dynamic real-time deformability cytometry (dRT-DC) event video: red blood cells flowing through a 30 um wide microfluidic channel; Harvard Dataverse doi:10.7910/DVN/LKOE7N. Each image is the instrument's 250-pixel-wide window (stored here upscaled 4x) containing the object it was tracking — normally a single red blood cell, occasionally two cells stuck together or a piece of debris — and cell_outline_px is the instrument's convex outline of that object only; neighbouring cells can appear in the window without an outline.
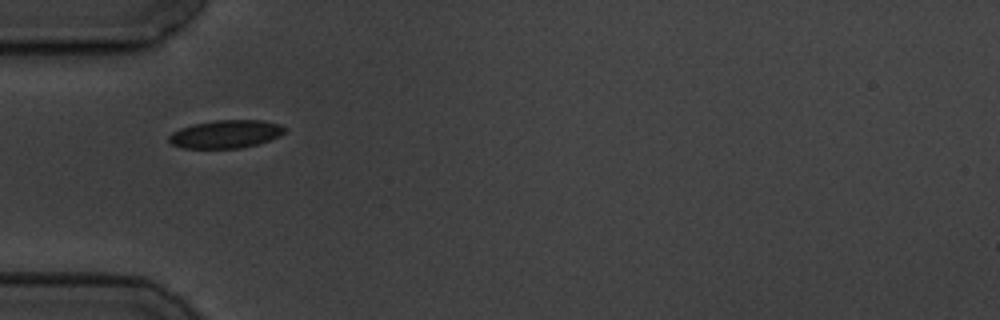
{"species": "common noctule bat (a hibernating species)", "species_latin": "Nyctalus noctula", "temperature_condition": "cold", "stored_images_in_passage": 11, "camera_frame_rate_fps": 3000, "um_per_image_px": 0.085, "animal": {"sex": "male", "body_mass_g": 19.5, "forearm_length_mm": 54.6}, "frame": {"image": 1, "passage_image": 1, "time_ms": 0.0, "image_size_px": [1000, 320], "cell_outline_px": [[288, 128], [280, 136], [256, 144], [240, 148], [184, 148], [172, 144], [168, 140], [168, 136], [172, 132], [180, 128], [192, 124], [216, 120], [264, 120], [280, 124]], "centroid_in_image_um": [19.2, 11.39], "position_along_channel_um": 65.8, "area_um2": 18.96}}
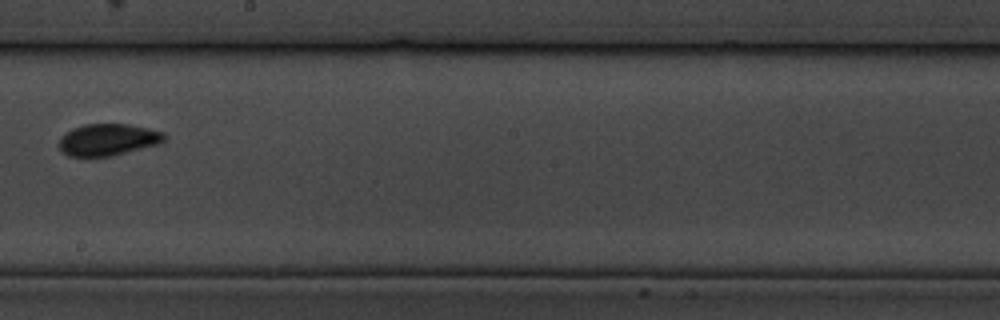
{"frame": {"image": 2, "passage_image": 5, "time_ms": 5.0, "image_size_px": [1000, 320], "cell_outline_px": [[164, 140], [156, 144], [108, 156], [68, 156], [60, 148], [60, 136], [72, 128], [84, 124], [128, 124], [148, 128], [164, 132]], "centroid_in_image_um": [9.13, 11.85], "position_along_channel_um": 239.1, "area_um2": 19.07}}
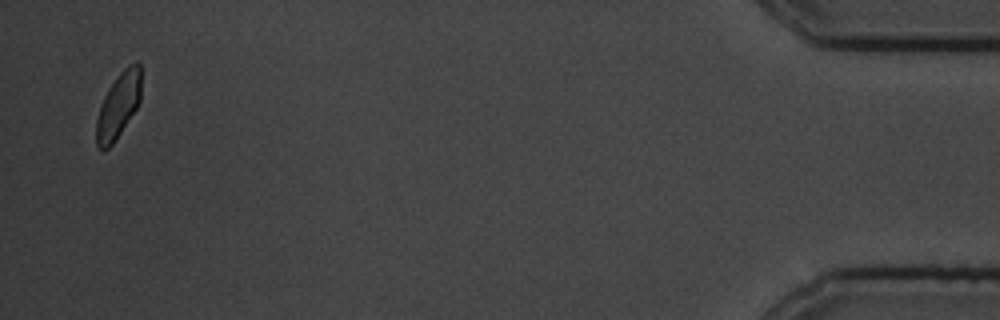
{"frame": {"image": 3, "passage_image": 11, "time_ms": 12.667, "image_size_px": [1000, 320], "cell_outline_px": [[140, 100], [136, 108], [112, 144], [104, 152], [100, 152], [96, 148], [96, 120], [100, 104], [108, 88], [120, 72], [128, 64], [136, 60], [140, 64]], "centroid_in_image_um": [10.03, 8.98], "position_along_channel_um": 425.2, "area_um2": 17.11}, "authors_computed_cell_mechanics": {"area_um2": 18.5538, "velocity_mm_per_s": 3.4883, "shape_relaxation_time_tau1_ms": 1.8875, "shape_relaxation_time_tau2_ms": null, "deformation_change_tau1": 0.0591, "deformation_change_tau2": null}}